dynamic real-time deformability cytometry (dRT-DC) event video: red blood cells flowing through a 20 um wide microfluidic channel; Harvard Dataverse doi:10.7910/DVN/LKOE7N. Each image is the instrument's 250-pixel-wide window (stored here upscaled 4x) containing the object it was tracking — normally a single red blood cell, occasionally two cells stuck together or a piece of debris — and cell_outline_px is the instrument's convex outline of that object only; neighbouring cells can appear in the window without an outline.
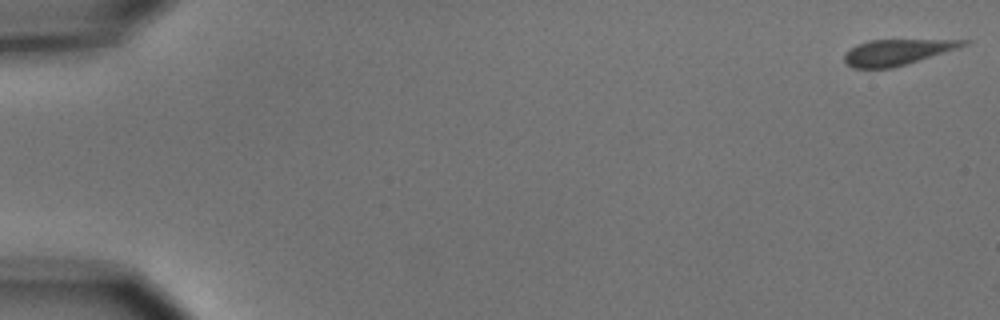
{"species": "common noctule bat (a hibernating species)", "species_latin": "Nyctalus noctula", "temperature_condition": "cold", "stored_images_in_passage": 4, "camera_frame_rate_fps": 3000, "um_per_image_px": 0.085, "animal": {"sex": "male", "body_mass_g": 15.6}, "frame": {"image": 1, "passage_image": 1, "time_ms": 0.0, "image_size_px": [1000, 320], "cell_outline_px": [[972, 40], [968, 44], [956, 48], [892, 68], [852, 68], [844, 64], [844, 56], [856, 44], [868, 40]], "centroid_in_image_um": [76.17, 4.43], "position_along_channel_um": 8.8, "area_um2": 17.46}}